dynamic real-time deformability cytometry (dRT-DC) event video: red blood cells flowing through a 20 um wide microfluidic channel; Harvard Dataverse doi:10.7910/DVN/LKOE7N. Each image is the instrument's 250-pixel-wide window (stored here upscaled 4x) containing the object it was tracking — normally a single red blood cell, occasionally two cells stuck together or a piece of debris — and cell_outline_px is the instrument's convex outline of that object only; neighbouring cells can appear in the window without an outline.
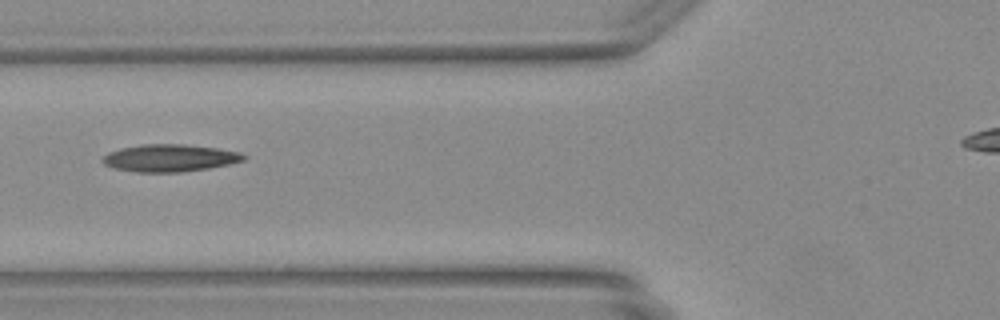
{"species": "Egyptian fruit bat (a non-hibernating species)", "species_latin": "Rousettus aegyptiacus", "temperature_condition": "warm", "stored_images_in_passage": 30, "camera_frame_rate_fps": 3000, "um_per_image_px": 0.085, "animal": {"sex": "female"}, "frame": {"image": 1, "passage_image": 5, "time_ms": 1.333, "image_size_px": [1000, 320], "cell_outline_px": [[248, 156], [244, 160], [228, 164], [208, 168], [180, 172], [136, 172], [112, 168], [104, 164], [100, 160], [108, 152], [120, 148], [140, 144], [184, 144], [216, 148], [240, 152]], "centroid_in_image_um": [14.39, 13.42], "position_along_channel_um": 111.4, "area_um2": 22.54}}
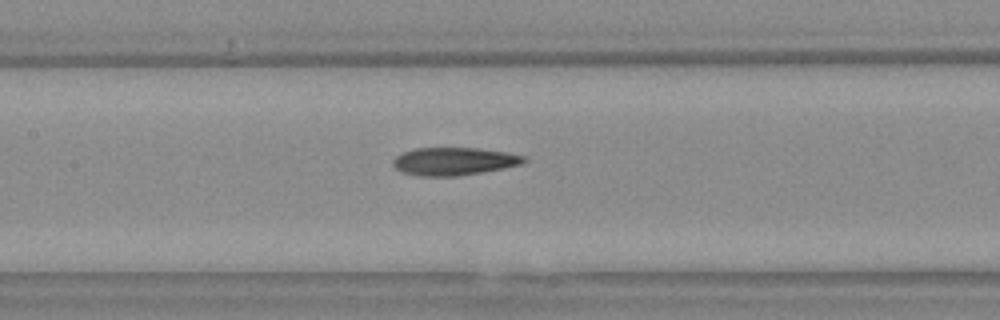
{"frame": {"image": 2, "passage_image": 9, "time_ms": 2.667, "image_size_px": [1000, 320], "cell_outline_px": [[528, 160], [520, 164], [504, 168], [456, 176], [416, 176], [400, 172], [392, 164], [392, 160], [396, 156], [404, 152], [416, 148], [476, 148], [504, 152], [524, 156]], "centroid_in_image_um": [38.53, 13.72], "position_along_channel_um": 168.9, "area_um2": 21.1}}